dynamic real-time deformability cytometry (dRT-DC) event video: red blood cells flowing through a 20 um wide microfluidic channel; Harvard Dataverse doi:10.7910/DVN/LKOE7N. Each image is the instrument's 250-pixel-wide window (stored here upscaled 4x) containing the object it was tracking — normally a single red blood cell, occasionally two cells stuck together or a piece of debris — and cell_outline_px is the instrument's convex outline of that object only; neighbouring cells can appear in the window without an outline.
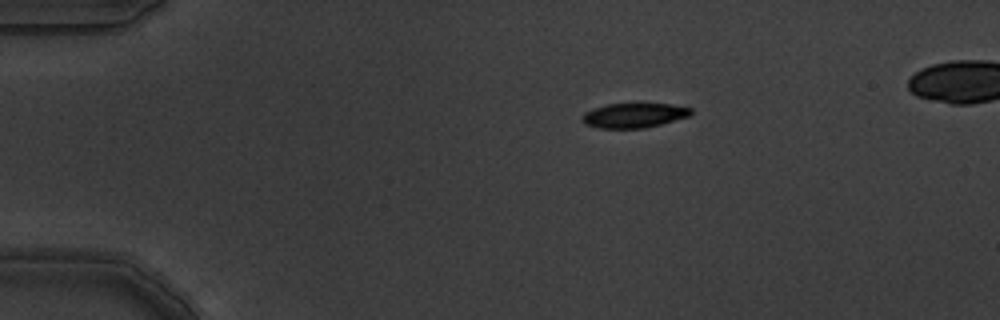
{"species": "common noctule bat (a hibernating species)", "species_latin": "Nyctalus noctula", "temperature_condition": "warm", "stored_images_in_passage": 4, "camera_frame_rate_fps": 3000, "um_per_image_px": 0.085, "animal": {"sex": "male", "body_mass_g": 19.5, "forearm_length_mm": 54.6}, "frame": {"image": 1, "passage_image": 1, "time_ms": 0.0, "image_size_px": [1000, 320], "cell_outline_px": [[692, 112], [688, 116], [660, 124], [644, 128], [600, 128], [584, 124], [580, 120], [580, 116], [584, 112], [592, 108], [608, 104], [672, 104], [692, 108]], "centroid_in_image_um": [53.82, 9.8], "position_along_channel_um": 31.2, "area_um2": 15.61}}